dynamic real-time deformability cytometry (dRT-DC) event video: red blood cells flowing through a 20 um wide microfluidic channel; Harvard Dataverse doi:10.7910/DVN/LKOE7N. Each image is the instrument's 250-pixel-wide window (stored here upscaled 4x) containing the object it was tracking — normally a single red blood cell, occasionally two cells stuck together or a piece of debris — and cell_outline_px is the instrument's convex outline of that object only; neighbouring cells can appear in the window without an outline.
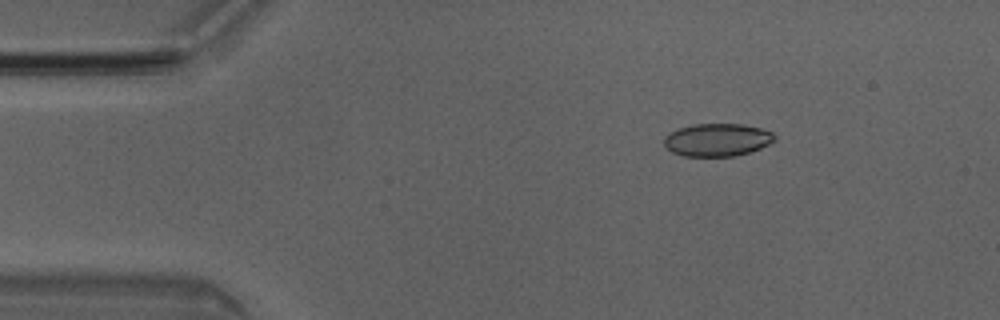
{"species": "Egyptian fruit bat (a non-hibernating species)", "species_latin": "Rousettus aegyptiacus", "temperature_condition": "room temperature", "stored_images_in_passage": 44, "camera_frame_rate_fps": 3000, "um_per_image_px": 0.085, "animal": {"sex": "male"}, "frame": {"image": 1, "passage_image": 1, "time_ms": 0.0, "image_size_px": [1000, 320], "cell_outline_px": [[776, 140], [760, 148], [736, 156], [684, 156], [672, 152], [664, 144], [664, 136], [668, 132], [692, 124], [740, 124], [760, 128], [772, 132], [776, 136]], "centroid_in_image_um": [60.95, 11.88], "position_along_channel_um": 24.0, "area_um2": 21.1}}
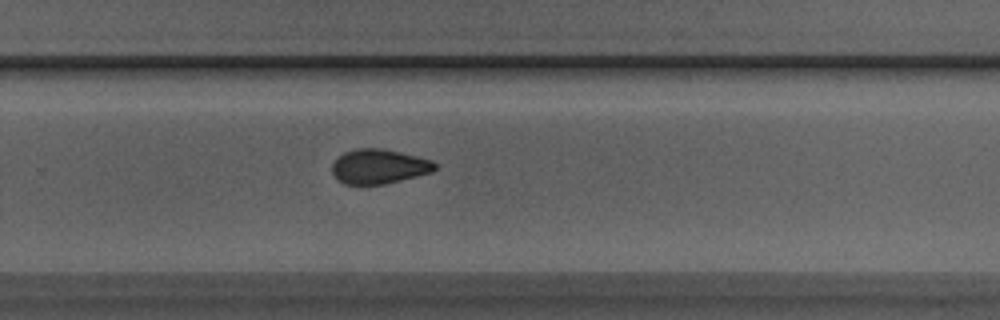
{"frame": {"image": 2, "passage_image": 26, "time_ms": 8.333, "image_size_px": [1000, 320], "cell_outline_px": [[436, 168], [432, 172], [384, 184], [344, 184], [336, 180], [332, 172], [332, 164], [344, 152], [356, 148], [380, 148], [400, 152], [432, 160], [436, 164]], "centroid_in_image_um": [32.19, 14.15], "position_along_channel_um": 297.6, "area_um2": 20.63}}
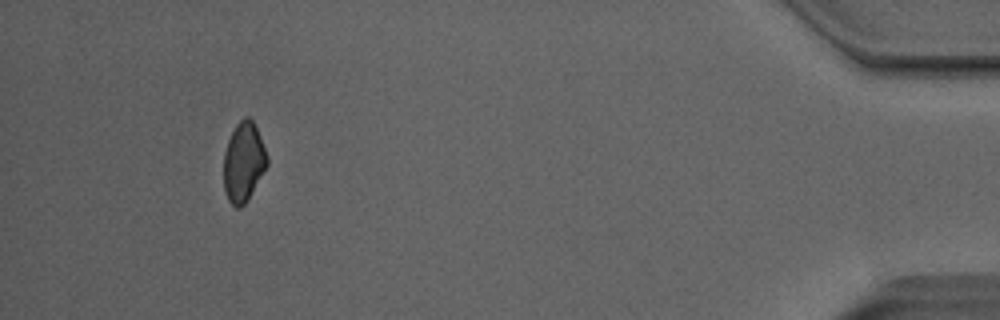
{"frame": {"image": 3, "passage_image": 40, "time_ms": 13.0, "image_size_px": [1000, 320], "cell_outline_px": [[268, 164], [248, 200], [240, 208], [236, 208], [228, 200], [224, 188], [224, 152], [228, 140], [236, 124], [244, 116], [248, 116], [252, 120], [256, 128], [268, 156]], "centroid_in_image_um": [20.7, 13.78], "position_along_channel_um": 414.5, "area_um2": 20.06}, "authors_computed_cell_mechanics": {"area_um2": 21.2126, "velocity_mm_per_s": 4.0741, "shape_relaxation_time_tau1_ms": null, "shape_relaxation_time_tau2_ms": 2.1043, "deformation_change_tau1": null, "deformation_change_tau2": 0.053}}